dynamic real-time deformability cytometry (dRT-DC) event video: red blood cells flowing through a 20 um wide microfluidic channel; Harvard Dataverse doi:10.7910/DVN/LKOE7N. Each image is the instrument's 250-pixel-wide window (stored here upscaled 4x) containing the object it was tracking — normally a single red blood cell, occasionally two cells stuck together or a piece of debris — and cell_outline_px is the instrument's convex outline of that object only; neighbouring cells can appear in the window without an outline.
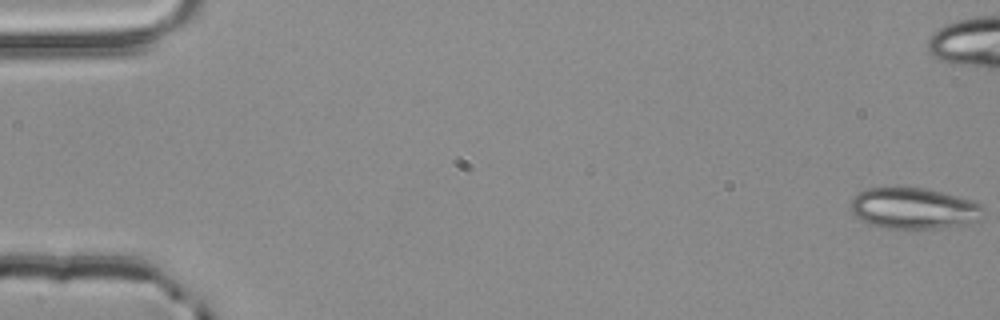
{"species": "common noctule bat (a hibernating species)", "species_latin": "Nyctalus noctula", "temperature_condition": "room temperature", "stored_images_in_passage": 47, "camera_frame_rate_fps": 3000, "um_per_image_px": 0.085, "animal": {"sex": "male", "body_mass_g": 20.4}, "frame": {"image": 1, "passage_image": 1, "time_ms": 0.0, "image_size_px": [1000, 320], "cell_outline_px": [[984, 208], [972, 220], [964, 224], [936, 228], [884, 228], [872, 224], [856, 216], [848, 208], [852, 196], [868, 188], [884, 184], [888, 184], [924, 188], [972, 200], [984, 204]], "centroid_in_image_um": [77.54, 17.64], "position_along_channel_um": 7.5, "area_um2": 32.02}}
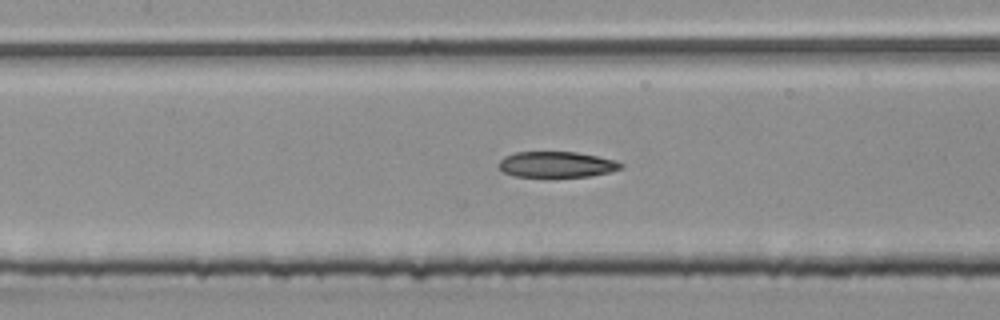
{"frame": {"image": 2, "passage_image": 26, "time_ms": 8.333, "image_size_px": [1000, 320], "cell_outline_px": [[624, 168], [608, 172], [588, 176], [512, 176], [504, 172], [500, 168], [500, 160], [504, 156], [516, 152], [576, 152], [616, 160], [624, 164]], "centroid_in_image_um": [47.33, 13.97], "position_along_channel_um": 160.1, "area_um2": 18.15}}
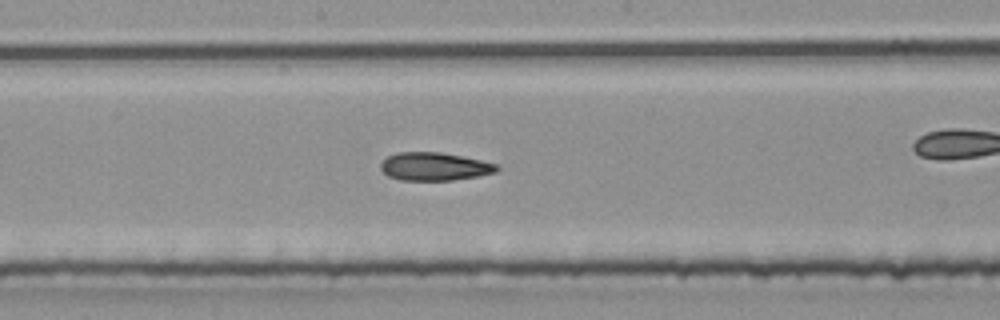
{"frame": {"image": 3, "passage_image": 30, "time_ms": 9.667, "image_size_px": [1000, 320], "cell_outline_px": [[500, 168], [496, 172], [476, 176], [452, 180], [400, 180], [388, 176], [380, 168], [380, 164], [388, 156], [396, 152], [440, 152], [500, 164]], "centroid_in_image_um": [36.93, 14.15], "position_along_channel_um": 211.3, "area_um2": 18.96}}